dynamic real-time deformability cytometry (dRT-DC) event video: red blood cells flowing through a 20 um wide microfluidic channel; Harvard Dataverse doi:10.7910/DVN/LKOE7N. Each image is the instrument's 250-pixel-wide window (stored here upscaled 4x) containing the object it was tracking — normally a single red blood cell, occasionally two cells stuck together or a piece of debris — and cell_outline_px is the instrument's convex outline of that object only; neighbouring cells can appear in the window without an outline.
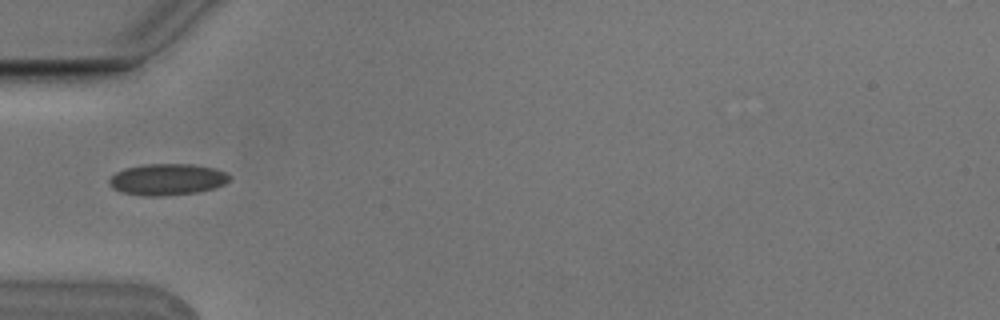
{"species": "Egyptian fruit bat (a non-hibernating species)", "species_latin": "Rousettus aegyptiacus", "temperature_condition": "cold", "stored_images_in_passage": 1, "camera_frame_rate_fps": 3000, "um_per_image_px": 0.085, "animal": {"sex": "male"}, "frame": {"image": 1, "passage_image": 1, "time_ms": 0.0, "image_size_px": [1000, 320], "cell_outline_px": [[232, 176], [224, 184], [216, 188], [196, 192], [160, 196], [144, 196], [120, 192], [112, 188], [108, 184], [108, 180], [116, 172], [124, 168], [144, 164], [192, 164], [212, 168], [224, 172]], "centroid_in_image_um": [14.17, 15.25], "position_along_channel_um": 70.8, "area_um2": 22.08}}